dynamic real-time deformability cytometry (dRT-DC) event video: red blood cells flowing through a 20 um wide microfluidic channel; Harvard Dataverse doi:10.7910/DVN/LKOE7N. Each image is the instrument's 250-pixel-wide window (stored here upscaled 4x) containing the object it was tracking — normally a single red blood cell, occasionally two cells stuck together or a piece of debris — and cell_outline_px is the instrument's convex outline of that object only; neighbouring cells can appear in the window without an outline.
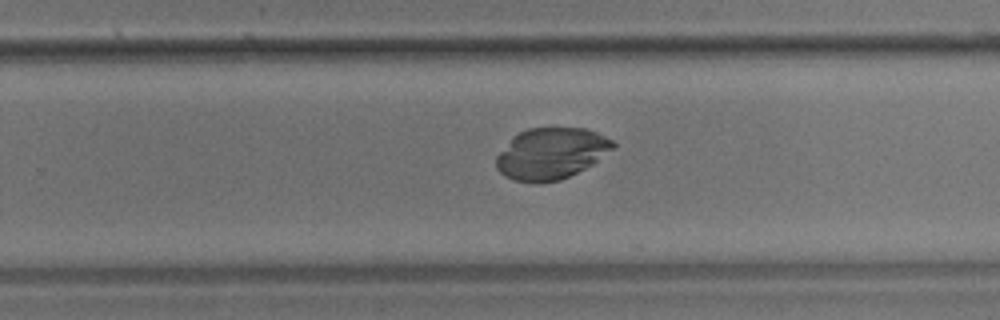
{"species": "common noctule bat (a hibernating species)", "species_latin": "Nyctalus noctula", "temperature_condition": "room temperature", "stored_images_in_passage": 37, "camera_frame_rate_fps": 3000, "um_per_image_px": 0.085, "animal": {"sex": "male", "body_mass_g": 17.9}, "frame": {"image": 1, "passage_image": 21, "time_ms": 6.667, "image_size_px": [1000, 320], "cell_outline_px": [[616, 148], [592, 164], [560, 180], [540, 184], [532, 184], [512, 180], [504, 176], [496, 168], [496, 156], [512, 136], [528, 128], [588, 128], [612, 140], [616, 144]], "centroid_in_image_um": [46.83, 13.06], "position_along_channel_um": 283.0, "area_um2": 35.32}}
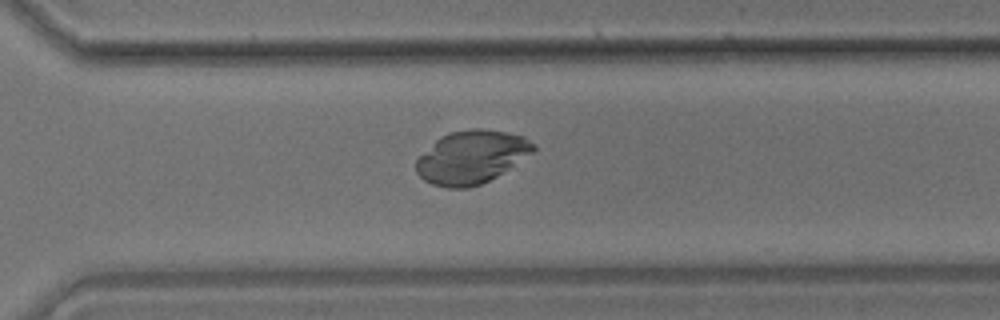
{"frame": {"image": 2, "passage_image": 25, "time_ms": 8.0, "image_size_px": [1000, 320], "cell_outline_px": [[536, 148], [532, 152], [496, 176], [480, 184], [468, 188], [448, 188], [432, 184], [424, 180], [416, 172], [416, 160], [440, 136], [448, 132], [472, 128], [484, 128], [524, 136]], "centroid_in_image_um": [40.03, 13.34], "position_along_channel_um": 330.6, "area_um2": 35.78}}